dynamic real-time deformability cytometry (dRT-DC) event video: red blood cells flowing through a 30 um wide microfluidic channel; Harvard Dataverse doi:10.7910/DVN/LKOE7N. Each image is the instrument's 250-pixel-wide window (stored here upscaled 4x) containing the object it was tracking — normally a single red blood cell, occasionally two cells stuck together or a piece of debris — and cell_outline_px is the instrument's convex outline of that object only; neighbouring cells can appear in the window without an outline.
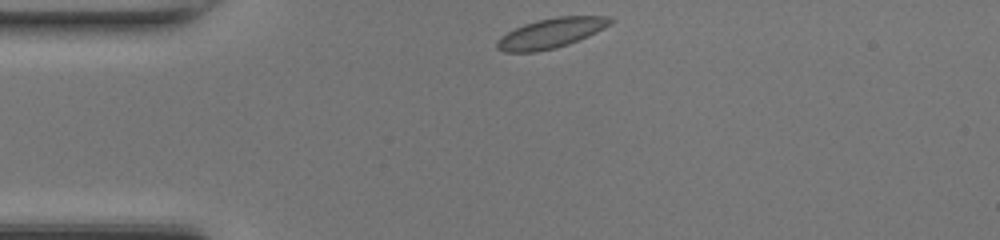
{"species": "common noctule bat (a hibernating species)", "species_latin": "Nyctalus noctula", "temperature_condition": "room temperature", "stored_images_in_passage": 32, "camera_frame_rate_fps": 3000, "um_per_image_px": 0.085, "animal": {"sex": "female", "body_mass_g": 17.0, "forearm_length_mm": 48.0}, "frame": {"image": 1, "passage_image": 1, "time_ms": 0.0, "image_size_px": [1000, 240], "cell_outline_px": [[616, 20], [596, 32], [588, 36], [568, 44], [552, 48], [532, 52], [504, 52], [496, 48], [496, 40], [500, 36], [524, 24], [536, 20], [556, 16], [612, 16]], "centroid_in_image_um": [46.83, 2.8], "position_along_channel_um": 38.2, "area_um2": 19.65}}
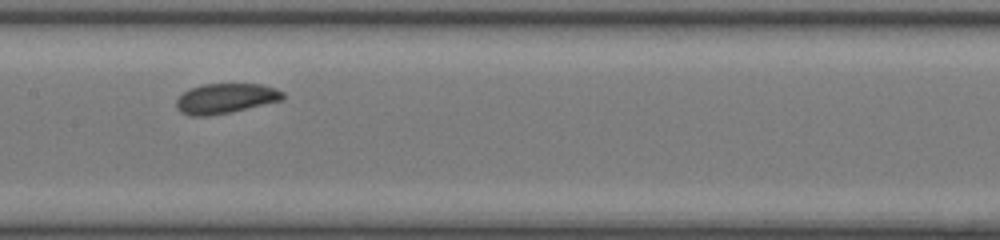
{"frame": {"image": 2, "passage_image": 14, "time_ms": 4.333, "image_size_px": [1000, 240], "cell_outline_px": [[284, 100], [228, 112], [204, 116], [192, 116], [180, 112], [176, 104], [176, 100], [188, 88], [204, 84], [260, 84], [276, 88], [284, 92]], "centroid_in_image_um": [19.18, 8.35], "position_along_channel_um": 188.2, "area_um2": 18.5}}
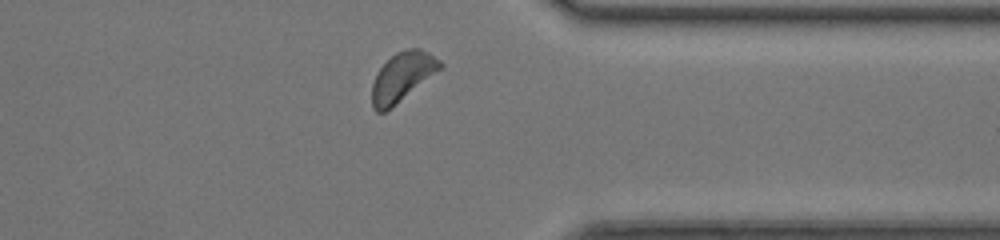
{"frame": {"image": 3, "passage_image": 28, "time_ms": 9.0, "image_size_px": [1000, 240], "cell_outline_px": [[444, 64], [440, 68], [384, 112], [376, 112], [372, 108], [372, 84], [380, 68], [396, 52], [404, 48], [420, 48], [428, 52], [440, 60]], "centroid_in_image_um": [34.17, 6.49], "position_along_channel_um": 377.2, "area_um2": 18.67}, "authors_computed_cell_mechanics": {"area_um2": 18.6116, "velocity_mm_per_s": 4.2103, "shape_relaxation_time_tau1_ms": 2.5215, "shape_relaxation_time_tau2_ms": 1.7132, "deformation_change_tau1": 0.0899, "deformation_change_tau2": 0.057}}